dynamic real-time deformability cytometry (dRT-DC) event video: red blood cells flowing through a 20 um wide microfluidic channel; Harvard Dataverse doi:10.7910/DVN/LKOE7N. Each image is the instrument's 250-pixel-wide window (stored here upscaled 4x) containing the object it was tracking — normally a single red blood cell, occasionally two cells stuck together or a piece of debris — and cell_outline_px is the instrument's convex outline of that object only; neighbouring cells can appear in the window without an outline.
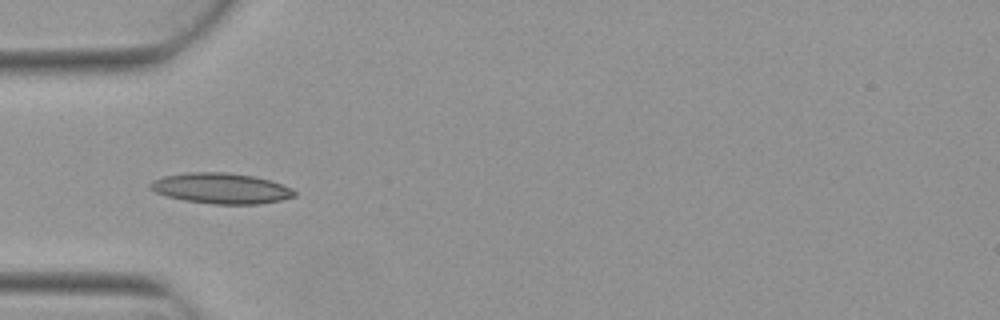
{"species": "Egyptian fruit bat (a non-hibernating species)", "species_latin": "Rousettus aegyptiacus", "temperature_condition": "warm", "stored_images_in_passage": 5, "camera_frame_rate_fps": 3000, "um_per_image_px": 0.085, "animal": {"sex": "female"}, "frame": {"image": 1, "passage_image": 5, "time_ms": 1.333, "image_size_px": [1000, 320], "cell_outline_px": [[296, 196], [280, 200], [260, 204], [212, 204], [184, 200], [168, 196], [156, 192], [148, 184], [152, 180], [164, 176], [188, 172], [224, 172], [256, 176], [292, 188], [296, 192]], "centroid_in_image_um": [18.8, 16.01], "position_along_channel_um": 66.2, "area_um2": 25.61}}